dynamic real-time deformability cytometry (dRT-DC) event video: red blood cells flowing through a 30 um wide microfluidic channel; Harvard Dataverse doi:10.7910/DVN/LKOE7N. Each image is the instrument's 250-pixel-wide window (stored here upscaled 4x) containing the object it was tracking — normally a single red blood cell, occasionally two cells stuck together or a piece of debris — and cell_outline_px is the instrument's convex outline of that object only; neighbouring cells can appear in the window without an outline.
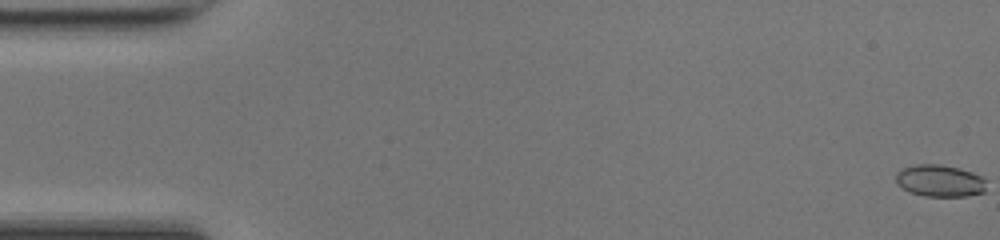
{"species": "common noctule bat (a hibernating species)", "species_latin": "Nyctalus noctula", "temperature_condition": "room temperature", "stored_images_in_passage": 50, "camera_frame_rate_fps": 3000, "um_per_image_px": 0.085, "animal": {"sex": "female", "body_mass_g": 17.0, "forearm_length_mm": 48.0}, "frame": {"image": 1, "passage_image": 1, "time_ms": 0.0, "image_size_px": [1000, 240], "cell_outline_px": [[984, 192], [968, 196], [924, 196], [912, 192], [896, 184], [896, 172], [900, 168], [916, 164], [940, 164], [960, 168], [972, 172], [980, 176], [984, 180]], "centroid_in_image_um": [79.85, 15.35], "position_along_channel_um": 5.2, "area_um2": 16.82}}
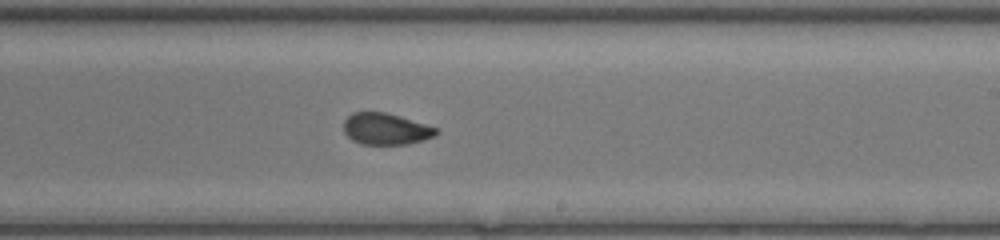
{"frame": {"image": 2, "passage_image": 30, "time_ms": 9.667, "image_size_px": [1000, 240], "cell_outline_px": [[440, 132], [436, 136], [424, 140], [408, 144], [360, 144], [352, 140], [344, 132], [344, 120], [352, 112], [384, 112], [400, 116], [440, 128]], "centroid_in_image_um": [32.84, 10.96], "position_along_channel_um": 256.2, "area_um2": 17.22}}
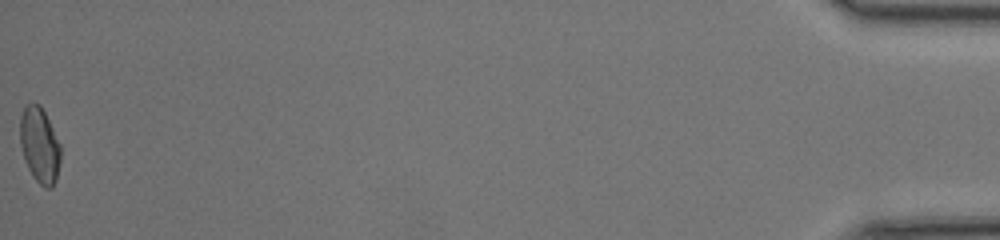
{"frame": {"image": 3, "passage_image": 50, "time_ms": 16.333, "image_size_px": [1000, 240], "cell_outline_px": [[60, 164], [56, 180], [52, 188], [44, 188], [32, 176], [24, 160], [20, 144], [20, 116], [24, 108], [28, 104], [40, 104], [60, 144]], "centroid_in_image_um": [3.36, 12.38], "position_along_channel_um": 431.8, "area_um2": 17.8}, "authors_computed_cell_mechanics": {"area_um2": 17.6001, "velocity_mm_per_s": 4.2687, "shape_relaxation_time_tau1_ms": null, "shape_relaxation_time_tau2_ms": 0.7811, "deformation_change_tau1": null, "deformation_change_tau2": 0.0446}}